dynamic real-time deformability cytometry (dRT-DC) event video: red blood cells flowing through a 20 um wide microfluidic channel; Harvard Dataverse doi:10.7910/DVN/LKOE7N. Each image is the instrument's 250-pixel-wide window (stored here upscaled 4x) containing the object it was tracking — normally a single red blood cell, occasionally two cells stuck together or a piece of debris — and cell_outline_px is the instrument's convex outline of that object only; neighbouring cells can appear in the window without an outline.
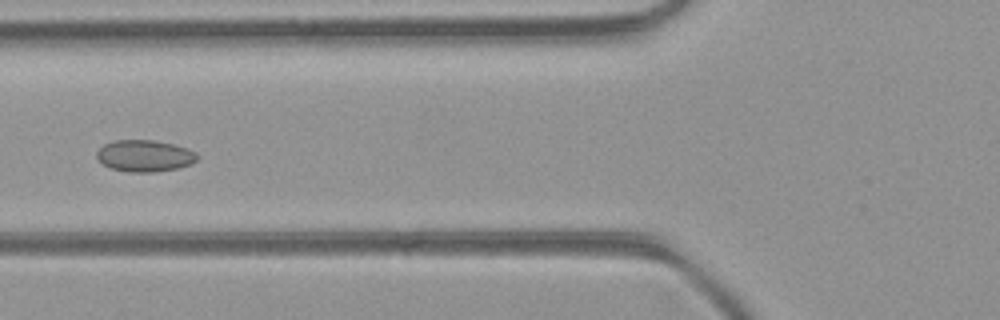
{"species": "common noctule bat (a hibernating species)", "species_latin": "Nyctalus noctula", "temperature_condition": "room temperature", "stored_images_in_passage": 6, "camera_frame_rate_fps": 3000, "um_per_image_px": 0.085, "animal": {"sex": "female", "body_mass_g": 21.9}, "frame": {"image": 1, "passage_image": 6, "time_ms": 1.667, "image_size_px": [1000, 320], "cell_outline_px": [[200, 156], [192, 164], [176, 168], [156, 172], [128, 172], [112, 168], [96, 160], [96, 152], [104, 144], [116, 140], [156, 140], [188, 148], [196, 152]], "centroid_in_image_um": [12.31, 13.24], "position_along_channel_um": 113.5, "area_um2": 18.67}}